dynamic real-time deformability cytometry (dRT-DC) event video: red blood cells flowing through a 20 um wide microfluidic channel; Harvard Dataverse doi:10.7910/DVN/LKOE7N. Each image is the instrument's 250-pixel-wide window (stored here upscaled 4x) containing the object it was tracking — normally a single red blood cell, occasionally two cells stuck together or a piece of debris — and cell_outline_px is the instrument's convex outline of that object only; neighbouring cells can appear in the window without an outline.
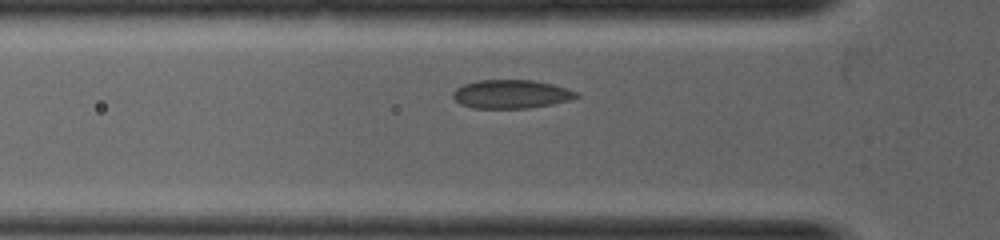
{"species": "common noctule bat (a hibernating species)", "species_latin": "Nyctalus noctula", "temperature_condition": "warm", "stored_images_in_passage": 27, "camera_frame_rate_fps": 5000, "um_per_image_px": 0.085, "animal": {"sex": "female", "body_mass_g": 19.0, "forearm_length_mm": 53.3}, "frame": {"image": 1, "passage_image": 4, "time_ms": 0.6, "image_size_px": [1000, 240], "cell_outline_px": [[580, 96], [572, 100], [528, 108], [472, 108], [460, 104], [452, 96], [452, 92], [456, 88], [464, 84], [480, 80], [532, 80], [552, 84], [580, 92]], "centroid_in_image_um": [43.47, 8.0], "position_along_channel_um": 82.3, "area_um2": 20.63}}
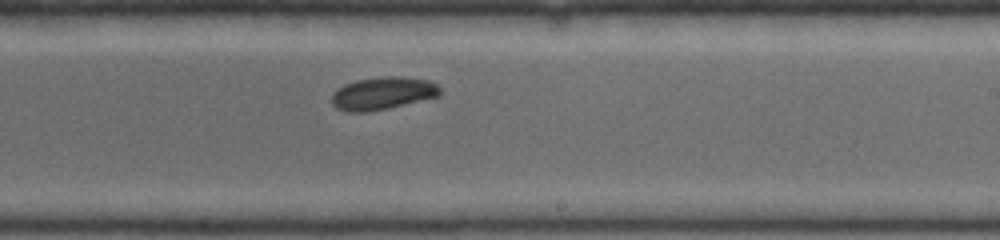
{"frame": {"image": 2, "passage_image": 14, "time_ms": 2.6, "image_size_px": [1000, 240], "cell_outline_px": [[440, 96], [388, 108], [368, 112], [344, 112], [336, 108], [332, 104], [332, 92], [344, 84], [356, 80], [384, 76], [400, 76], [428, 80], [436, 84], [440, 88]], "centroid_in_image_um": [32.5, 7.93], "position_along_channel_um": 256.5, "area_um2": 20.75}}
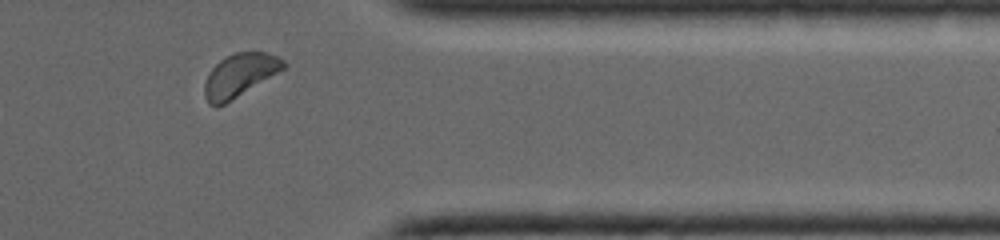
{"frame": {"image": 3, "passage_image": 22, "time_ms": 4.2, "image_size_px": [1000, 240], "cell_outline_px": [[288, 64], [284, 68], [224, 104], [216, 108], [208, 104], [204, 96], [204, 84], [208, 72], [220, 60], [236, 52], [268, 52], [284, 60]], "centroid_in_image_um": [20.33, 6.4], "position_along_channel_um": 391.1, "area_um2": 19.59}}